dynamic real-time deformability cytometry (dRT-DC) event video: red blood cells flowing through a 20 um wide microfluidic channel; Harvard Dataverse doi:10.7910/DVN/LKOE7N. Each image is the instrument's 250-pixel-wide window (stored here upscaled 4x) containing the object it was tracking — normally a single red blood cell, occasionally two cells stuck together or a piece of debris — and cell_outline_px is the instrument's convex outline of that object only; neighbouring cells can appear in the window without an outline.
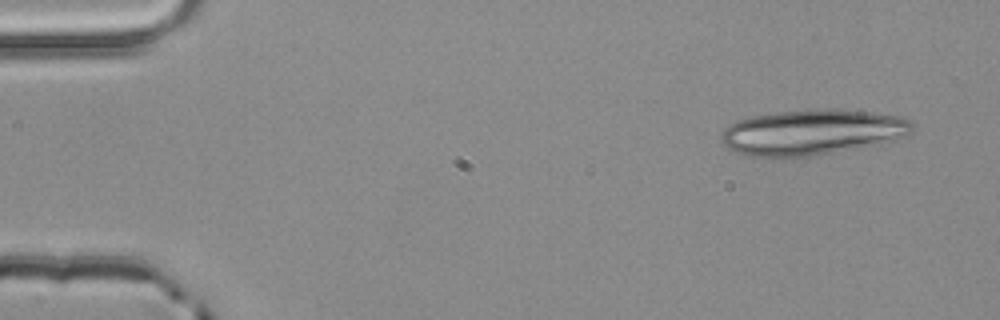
{"species": "common noctule bat (a hibernating species)", "species_latin": "Nyctalus noctula", "temperature_condition": "room temperature", "stored_images_in_passage": 4, "camera_frame_rate_fps": 3000, "um_per_image_px": 0.085, "animal": {"sex": "male", "body_mass_g": 20.4}, "frame": {"image": 1, "passage_image": 1, "time_ms": 0.0, "image_size_px": [1000, 320], "cell_outline_px": [[916, 128], [912, 132], [904, 136], [880, 144], [808, 156], [764, 160], [748, 156], [736, 152], [728, 148], [724, 144], [720, 136], [720, 132], [724, 128], [740, 120], [752, 116], [780, 112], [812, 108], [836, 108], [900, 116], [908, 120]], "centroid_in_image_um": [68.99, 11.26], "position_along_channel_um": 16.0, "area_um2": 51.27}}